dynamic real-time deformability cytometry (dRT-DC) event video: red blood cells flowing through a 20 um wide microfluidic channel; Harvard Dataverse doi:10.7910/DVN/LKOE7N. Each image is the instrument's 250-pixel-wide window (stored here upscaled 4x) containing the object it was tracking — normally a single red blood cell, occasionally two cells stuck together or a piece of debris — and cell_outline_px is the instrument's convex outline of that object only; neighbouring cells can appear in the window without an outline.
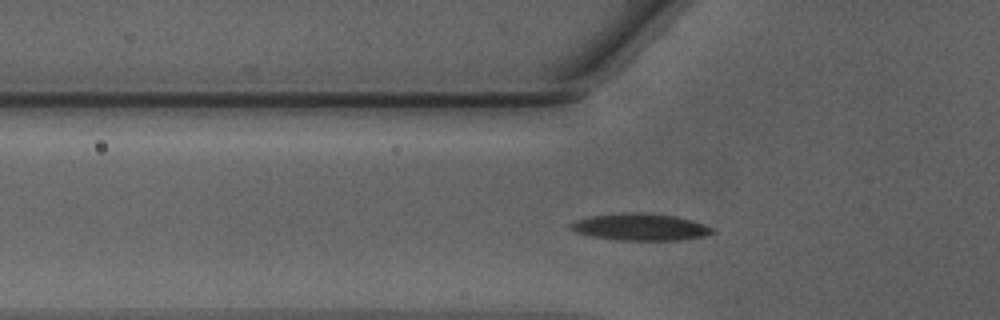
{"species": "Egyptian fruit bat (a non-hibernating species)", "species_latin": "Rousettus aegyptiacus", "temperature_condition": "warm", "stored_images_in_passage": 42, "camera_frame_rate_fps": 3000, "um_per_image_px": 0.085, "animal": {"sex": "male"}, "frame": {"image": 1, "passage_image": 9, "time_ms": 2.667, "image_size_px": [1000, 320], "cell_outline_px": [[716, 232], [704, 236], [680, 240], [620, 240], [592, 236], [576, 232], [572, 228], [572, 224], [576, 220], [592, 216], [624, 212], [648, 212], [676, 216], [692, 220], [704, 224], [712, 228]], "centroid_in_image_um": [54.49, 19.28], "position_along_channel_um": 71.3, "area_um2": 22.14}}
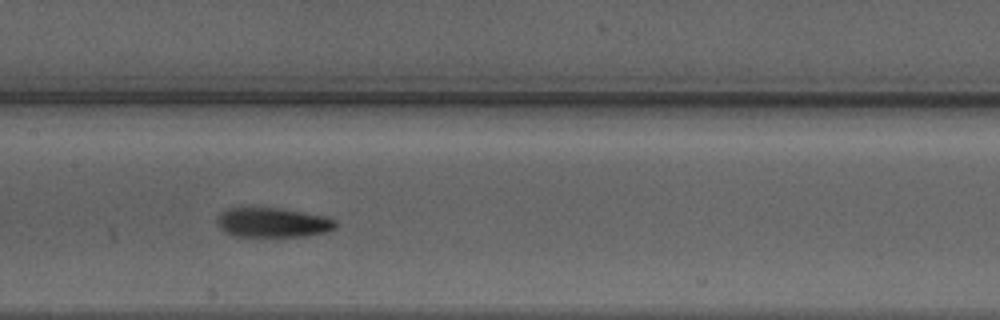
{"frame": {"image": 2, "passage_image": 17, "time_ms": 5.333, "image_size_px": [1000, 320], "cell_outline_px": [[340, 224], [336, 228], [328, 232], [300, 236], [232, 236], [224, 232], [216, 224], [216, 220], [220, 212], [224, 208], [280, 208], [324, 216], [336, 220]], "centroid_in_image_um": [23.17, 18.91], "position_along_channel_um": 184.2, "area_um2": 20.63}}
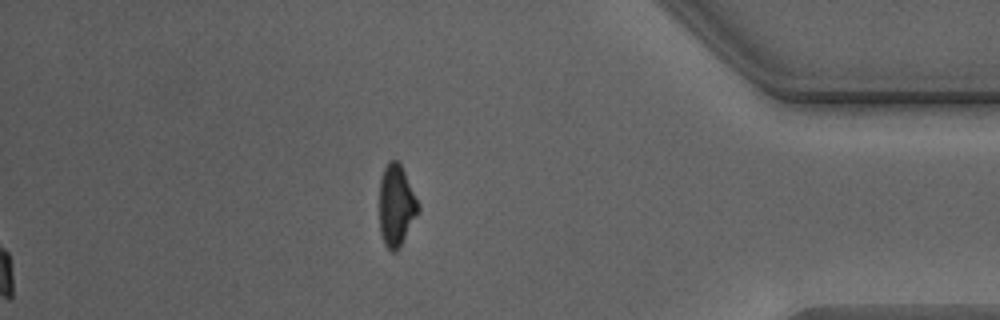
{"frame": {"image": 3, "passage_image": 42, "time_ms": 13.667, "image_size_px": [1000, 320], "cell_outline_px": [[420, 212], [396, 252], [392, 252], [384, 244], [380, 232], [380, 180], [384, 168], [392, 160], [396, 160], [400, 164], [420, 204]], "centroid_in_image_um": [33.7, 17.5], "position_along_channel_um": 401.5, "area_um2": 18.32}, "authors_computed_cell_mechanics": {"area_um2": 20.3167, "velocity_mm_per_s": 4.2475, "shape_relaxation_time_tau1_ms": 2.7453, "shape_relaxation_time_tau2_ms": 1.3587, "deformation_change_tau1": 0.1071, "deformation_change_tau2": 0.0736}}